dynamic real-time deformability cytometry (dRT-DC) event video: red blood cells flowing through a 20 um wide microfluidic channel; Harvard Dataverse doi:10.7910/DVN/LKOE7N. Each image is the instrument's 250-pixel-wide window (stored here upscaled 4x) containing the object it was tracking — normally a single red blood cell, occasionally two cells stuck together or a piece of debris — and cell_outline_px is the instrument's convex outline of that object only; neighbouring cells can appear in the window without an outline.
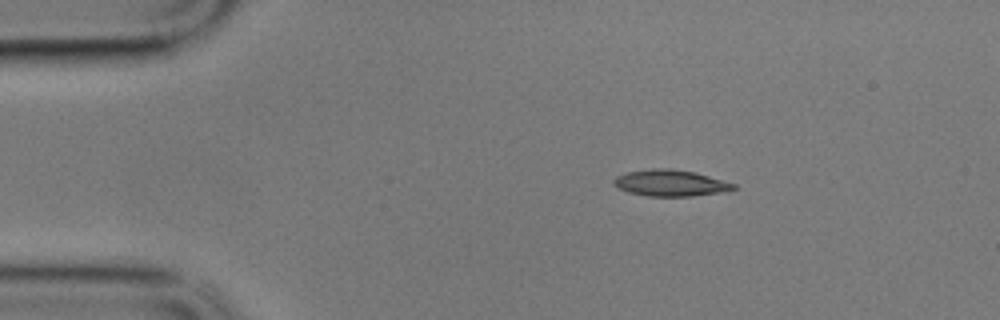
{"species": "common noctule bat (a hibernating species)", "species_latin": "Nyctalus noctula", "temperature_condition": "cold", "stored_images_in_passage": 50, "camera_frame_rate_fps": 3000, "um_per_image_px": 0.085, "animal": {"sex": "male", "body_mass_g": 17.9}, "frame": {"image": 1, "passage_image": 1, "time_ms": 0.0, "image_size_px": [1000, 320], "cell_outline_px": [[736, 188], [720, 192], [692, 196], [648, 196], [628, 192], [612, 184], [612, 180], [616, 176], [628, 172], [652, 168], [672, 168], [696, 172], [736, 184]], "centroid_in_image_um": [56.97, 15.54], "position_along_channel_um": 28.0, "area_um2": 18.38}}
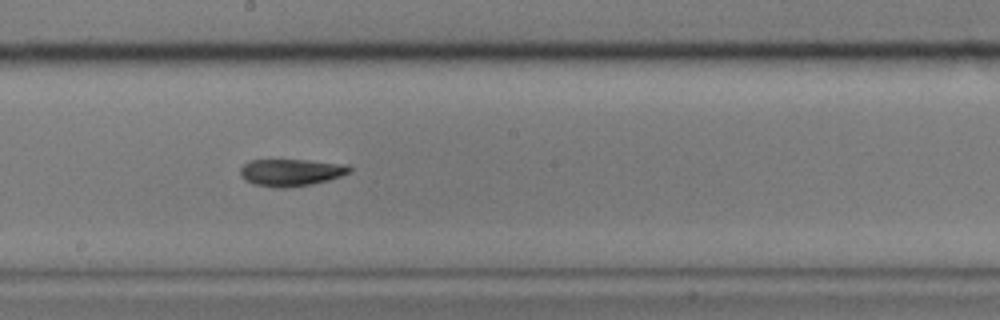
{"frame": {"image": 2, "passage_image": 23, "time_ms": 7.333, "image_size_px": [1000, 320], "cell_outline_px": [[352, 172], [328, 180], [312, 184], [288, 188], [272, 188], [252, 184], [244, 180], [240, 176], [240, 168], [244, 164], [252, 160], [308, 160], [348, 164], [352, 168]], "centroid_in_image_um": [24.74, 14.67], "position_along_channel_um": 223.5, "area_um2": 17.57}}
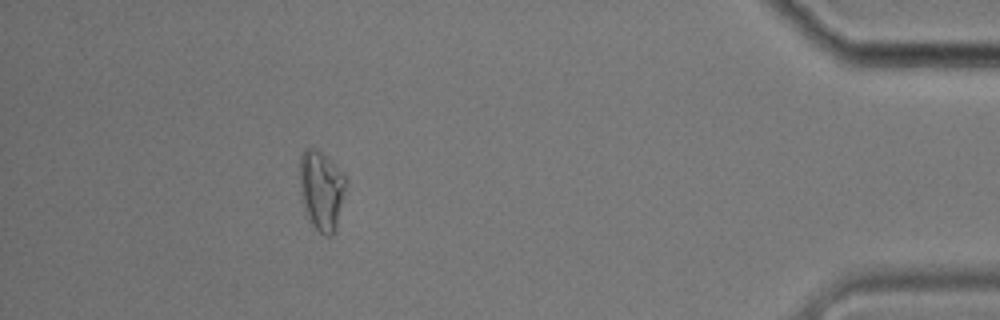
{"frame": {"image": 3, "passage_image": 44, "time_ms": 14.333, "image_size_px": [1000, 320], "cell_outline_px": [[344, 192], [336, 232], [332, 236], [324, 236], [308, 220], [304, 212], [300, 200], [300, 156], [304, 148], [316, 148], [328, 156], [344, 176]], "centroid_in_image_um": [27.28, 16.19], "position_along_channel_um": 407.9, "area_um2": 21.62}, "authors_computed_cell_mechanics": {"area_um2": 18.1492, "velocity_mm_per_s": 3.3994, "shape_relaxation_time_tau1_ms": null, "shape_relaxation_time_tau2_ms": 3.6355, "deformation_change_tau1": null, "deformation_change_tau2": 0.1169}}